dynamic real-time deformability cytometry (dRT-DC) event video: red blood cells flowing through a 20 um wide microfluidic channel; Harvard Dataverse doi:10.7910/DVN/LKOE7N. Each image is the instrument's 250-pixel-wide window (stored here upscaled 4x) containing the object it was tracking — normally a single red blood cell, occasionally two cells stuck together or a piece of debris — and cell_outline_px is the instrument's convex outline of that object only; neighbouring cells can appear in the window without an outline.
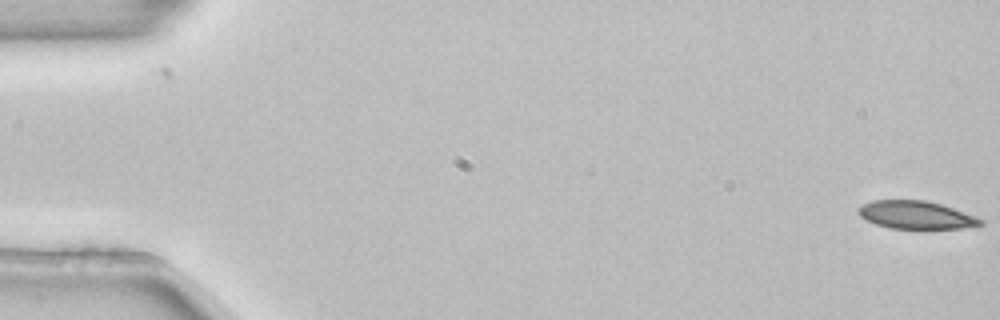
{"species": "common noctule bat (a hibernating species)", "species_latin": "Nyctalus noctula", "temperature_condition": "room temperature", "stored_images_in_passage": 4, "camera_frame_rate_fps": 3000, "um_per_image_px": 0.085, "animal": {"sex": "female", "body_mass_g": 22.7, "forearm_length_mm": 54.2}, "frame": {"image": 1, "passage_image": 1, "time_ms": 0.0, "image_size_px": [1000, 320], "cell_outline_px": [[984, 224], [960, 228], [888, 228], [864, 220], [860, 216], [860, 208], [864, 204], [872, 200], [928, 200], [976, 216], [984, 220]], "centroid_in_image_um": [77.87, 18.27], "position_along_channel_um": 7.1, "area_um2": 19.65}}
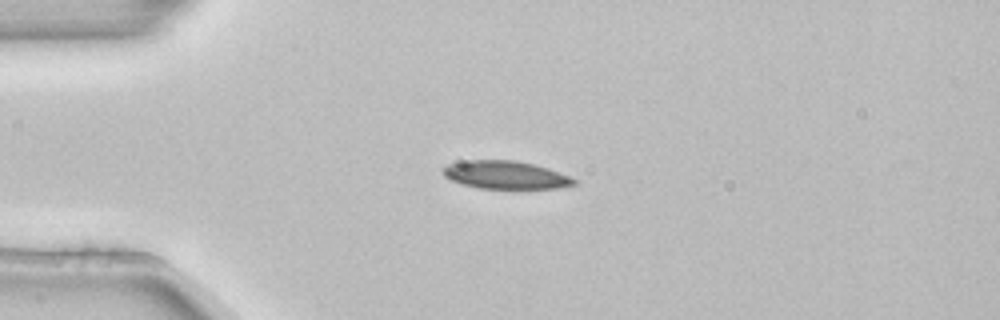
{"frame": {"image": 2, "passage_image": 4, "time_ms": 1.0, "image_size_px": [1000, 320], "cell_outline_px": [[576, 184], [556, 188], [476, 188], [460, 184], [444, 176], [440, 168], [448, 164], [468, 160], [516, 160], [548, 168], [568, 176], [576, 180]], "centroid_in_image_um": [42.9, 14.86], "position_along_channel_um": 42.1, "area_um2": 21.27}}